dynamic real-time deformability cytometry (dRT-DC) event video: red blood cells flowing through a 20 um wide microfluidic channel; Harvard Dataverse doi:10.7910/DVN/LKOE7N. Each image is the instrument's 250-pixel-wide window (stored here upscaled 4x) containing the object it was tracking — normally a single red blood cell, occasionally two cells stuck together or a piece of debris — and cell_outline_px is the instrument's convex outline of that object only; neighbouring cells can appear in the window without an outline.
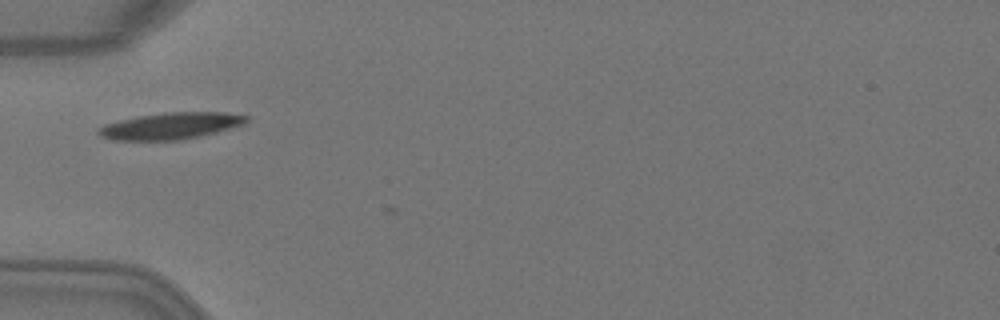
{"species": "Egyptian fruit bat (a non-hibernating species)", "species_latin": "Rousettus aegyptiacus", "temperature_condition": "warm", "stored_images_in_passage": 4, "camera_frame_rate_fps": 3000, "um_per_image_px": 0.085, "animal": {"sex": "female"}, "frame": {"image": 1, "passage_image": 4, "time_ms": 1.0, "image_size_px": [1000, 320], "cell_outline_px": [[248, 120], [244, 124], [216, 132], [200, 136], [180, 140], [112, 140], [100, 136], [96, 132], [96, 128], [104, 124], [136, 116], [164, 112], [224, 112], [248, 116]], "centroid_in_image_um": [14.46, 10.7], "position_along_channel_um": 70.5, "area_um2": 23.06}}